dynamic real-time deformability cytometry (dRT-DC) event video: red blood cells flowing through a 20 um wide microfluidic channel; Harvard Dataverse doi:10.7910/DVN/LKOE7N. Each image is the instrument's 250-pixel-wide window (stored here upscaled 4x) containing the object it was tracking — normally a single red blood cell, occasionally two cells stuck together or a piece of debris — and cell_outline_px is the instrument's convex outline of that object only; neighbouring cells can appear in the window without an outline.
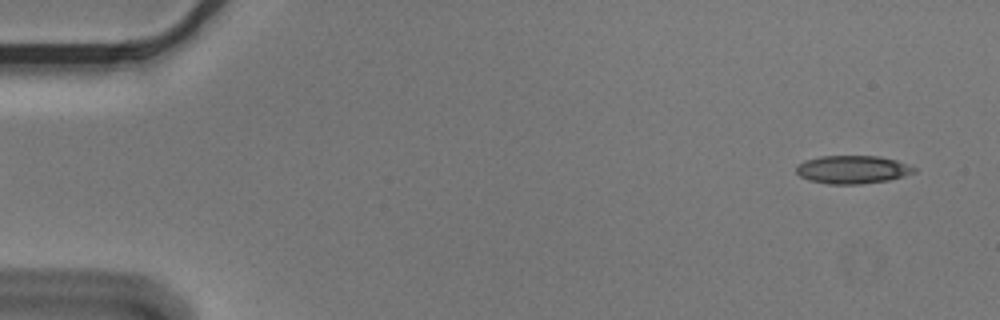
{"species": "Egyptian fruit bat (a non-hibernating species)", "species_latin": "Rousettus aegyptiacus", "temperature_condition": "cold", "stored_images_in_passage": 5, "camera_frame_rate_fps": 3000, "um_per_image_px": 0.085, "animal": {"sex": "male"}, "frame": {"image": 1, "passage_image": 5, "time_ms": 1.333, "image_size_px": [1000, 320], "cell_outline_px": [[916, 172], [904, 176], [888, 180], [860, 184], [828, 184], [808, 180], [800, 176], [796, 172], [796, 164], [804, 160], [820, 156], [880, 156], [896, 160], [916, 168]], "centroid_in_image_um": [72.43, 14.41], "position_along_channel_um": 12.6, "area_um2": 19.42}}